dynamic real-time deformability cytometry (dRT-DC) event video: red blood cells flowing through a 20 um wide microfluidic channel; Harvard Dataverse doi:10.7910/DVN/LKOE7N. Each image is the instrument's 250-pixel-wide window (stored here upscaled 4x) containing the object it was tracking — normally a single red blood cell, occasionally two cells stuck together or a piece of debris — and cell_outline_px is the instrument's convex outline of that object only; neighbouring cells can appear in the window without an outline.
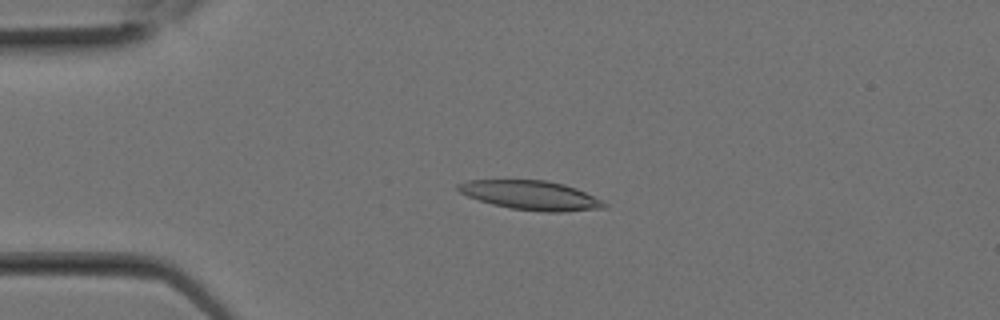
{"species": "Egyptian fruit bat (a non-hibernating species)", "species_latin": "Rousettus aegyptiacus", "temperature_condition": "room temperature", "stored_images_in_passage": 22, "camera_frame_rate_fps": 3000, "um_per_image_px": 0.085, "animal": {"sex": "female"}, "frame": {"image": 1, "passage_image": 3, "time_ms": 0.667, "image_size_px": [1000, 320], "cell_outline_px": [[608, 208], [564, 212], [544, 212], [512, 208], [492, 204], [468, 196], [460, 192], [456, 188], [456, 184], [468, 180], [544, 180], [564, 184], [576, 188], [608, 204]], "centroid_in_image_um": [45.13, 16.6], "position_along_channel_um": 39.9, "area_um2": 24.74}}
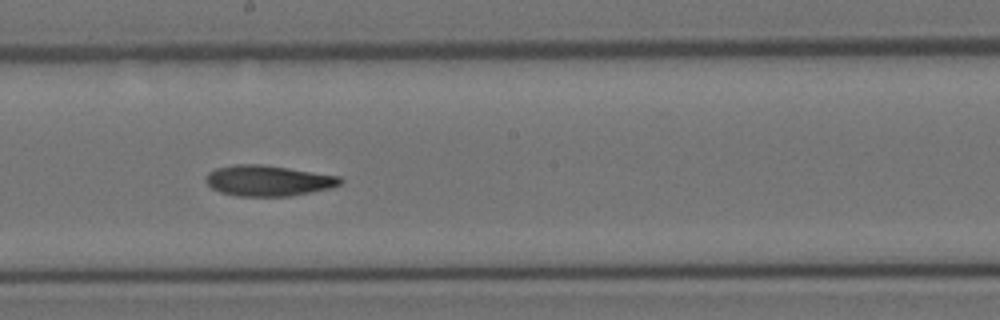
{"frame": {"image": 2, "passage_image": 11, "time_ms": 3.333, "image_size_px": [1000, 320], "cell_outline_px": [[344, 180], [340, 184], [332, 188], [288, 196], [236, 196], [220, 192], [212, 188], [204, 180], [208, 172], [216, 168], [236, 164], [260, 164], [288, 168], [340, 176]], "centroid_in_image_um": [22.78, 15.35], "position_along_channel_um": 225.4, "area_um2": 24.04}}
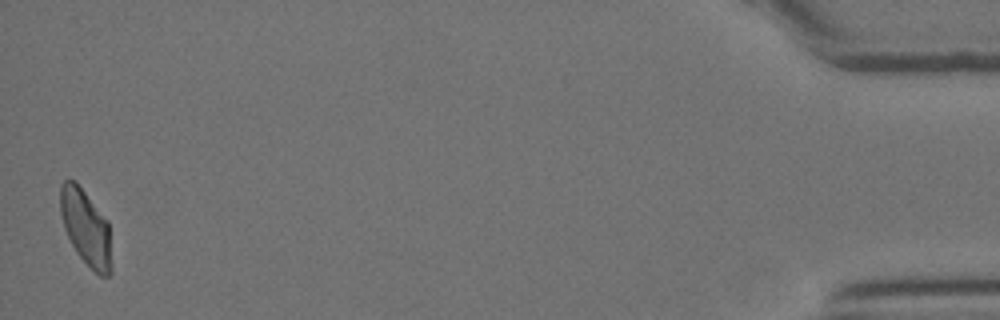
{"frame": {"image": 3, "passage_image": 22, "time_ms": 7.0, "image_size_px": [1000, 320], "cell_outline_px": [[112, 272], [108, 276], [100, 276], [76, 252], [64, 228], [60, 212], [60, 184], [64, 180], [76, 180], [108, 220], [112, 264]], "centroid_in_image_um": [7.31, 19.31], "position_along_channel_um": 427.9, "area_um2": 22.72}}